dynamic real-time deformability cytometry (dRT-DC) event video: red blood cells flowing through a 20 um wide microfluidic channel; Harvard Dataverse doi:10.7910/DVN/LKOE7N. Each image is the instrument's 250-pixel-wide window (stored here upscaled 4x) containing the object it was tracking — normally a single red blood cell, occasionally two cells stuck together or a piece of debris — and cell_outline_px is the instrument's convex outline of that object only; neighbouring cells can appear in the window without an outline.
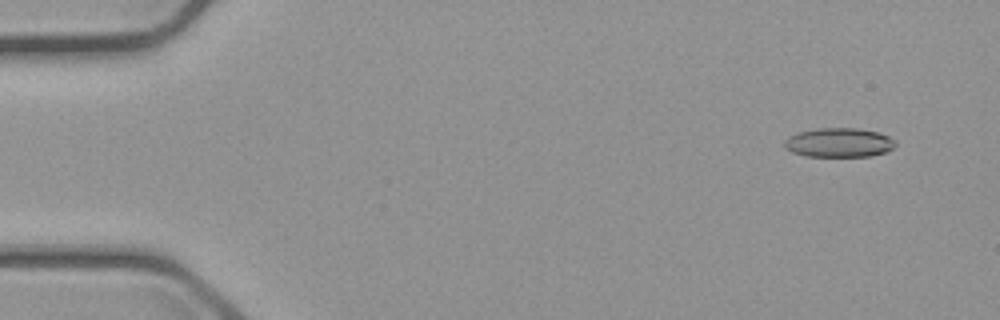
{"species": "common noctule bat (a hibernating species)", "species_latin": "Nyctalus noctula", "temperature_condition": "cold", "stored_images_in_passage": 6, "camera_frame_rate_fps": 3000, "um_per_image_px": 0.085, "animal": {"sex": "male", "body_mass_g": 23.1, "forearm_length_mm": 52.7}, "frame": {"image": 1, "passage_image": 2, "time_ms": 1.0, "image_size_px": [1000, 320], "cell_outline_px": [[896, 144], [892, 148], [884, 152], [872, 156], [804, 156], [792, 152], [784, 144], [784, 140], [788, 136], [800, 132], [816, 128], [856, 128], [880, 132], [896, 140]], "centroid_in_image_um": [71.33, 12.11], "position_along_channel_um": 13.7, "area_um2": 18.9}}
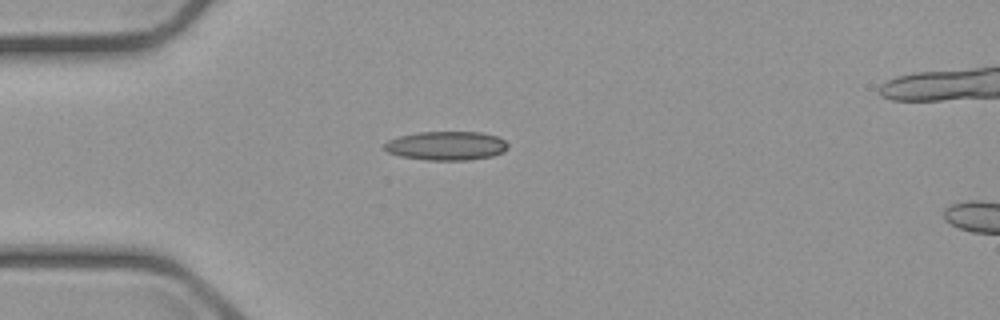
{"frame": {"image": 2, "passage_image": 5, "time_ms": 4.667, "image_size_px": [1000, 320], "cell_outline_px": [[508, 148], [504, 152], [492, 156], [468, 160], [424, 160], [400, 156], [388, 152], [384, 148], [384, 144], [388, 140], [400, 136], [416, 132], [480, 132], [496, 136], [504, 140], [508, 144]], "centroid_in_image_um": [37.94, 12.39], "position_along_channel_um": 47.1, "area_um2": 20.87}}